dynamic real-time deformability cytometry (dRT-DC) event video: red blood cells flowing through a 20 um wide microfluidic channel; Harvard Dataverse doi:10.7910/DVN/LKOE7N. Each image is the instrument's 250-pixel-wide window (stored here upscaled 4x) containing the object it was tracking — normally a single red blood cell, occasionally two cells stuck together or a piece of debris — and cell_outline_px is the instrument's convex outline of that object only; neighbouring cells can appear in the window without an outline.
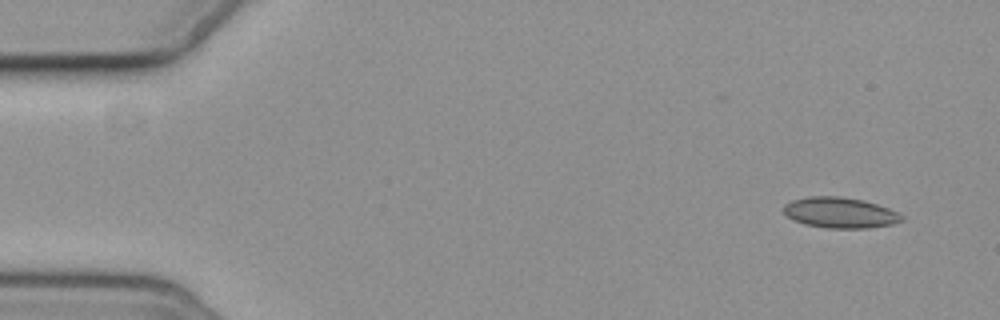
{"species": "common noctule bat (a hibernating species)", "species_latin": "Nyctalus noctula", "temperature_condition": "cold", "stored_images_in_passage": 6, "segment_of_instrument_passage": [2, 2], "camera_frame_rate_fps": 3000, "um_per_image_px": 0.085, "animal": {"sex": "female", "body_mass_g": 19.3, "forearm_length_mm": 54.1}, "frame": {"image": 1, "passage_image": 6, "time_ms": 6.667, "image_size_px": [1000, 320], "cell_outline_px": [[904, 220], [892, 224], [868, 228], [828, 228], [804, 224], [788, 216], [784, 212], [784, 204], [792, 200], [808, 196], [840, 196], [864, 200], [888, 208], [904, 216]], "centroid_in_image_um": [71.41, 18.07], "position_along_channel_um": 13.6, "area_um2": 21.04}}